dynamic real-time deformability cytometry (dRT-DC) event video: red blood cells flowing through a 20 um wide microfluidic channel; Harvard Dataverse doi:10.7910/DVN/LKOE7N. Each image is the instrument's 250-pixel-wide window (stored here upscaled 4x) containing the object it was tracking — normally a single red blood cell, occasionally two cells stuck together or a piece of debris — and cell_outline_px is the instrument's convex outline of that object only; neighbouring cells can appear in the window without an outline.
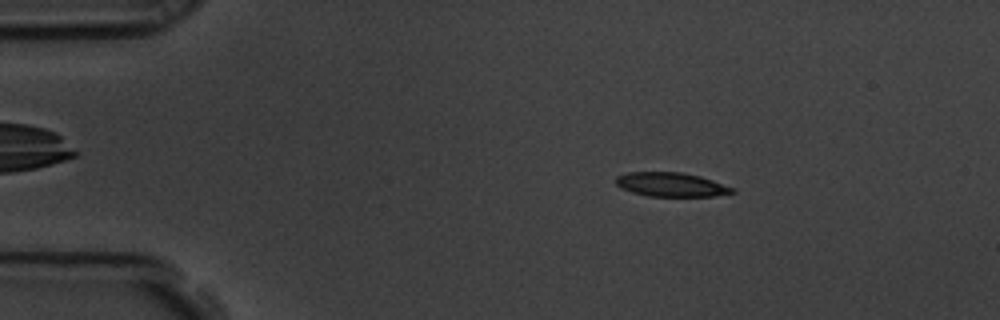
{"species": "common noctule bat (a hibernating species)", "species_latin": "Nyctalus noctula", "temperature_condition": "room temperature", "stored_images_in_passage": 56, "camera_frame_rate_fps": 3000, "um_per_image_px": 0.085, "animal": {"sex": "male", "body_mass_g": 19.5, "forearm_length_mm": 54.6}, "frame": {"image": 1, "passage_image": 9, "time_ms": 2.667, "image_size_px": [1000, 320], "cell_outline_px": [[736, 192], [716, 196], [648, 196], [632, 192], [620, 188], [616, 184], [616, 176], [628, 172], [680, 172], [700, 176], [712, 180], [732, 188]], "centroid_in_image_um": [57.01, 15.69], "position_along_channel_um": 28.0, "area_um2": 16.24}}
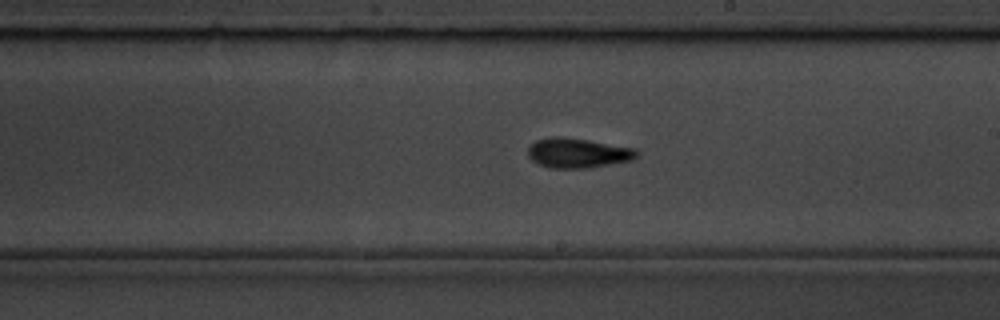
{"frame": {"image": 2, "passage_image": 32, "time_ms": 10.333, "image_size_px": [1000, 320], "cell_outline_px": [[640, 152], [632, 160], [588, 168], [548, 168], [532, 160], [528, 156], [528, 148], [536, 140], [552, 136], [560, 136], [588, 140], [636, 148]], "centroid_in_image_um": [49.12, 13.0], "position_along_channel_um": 239.9, "area_um2": 18.9}}
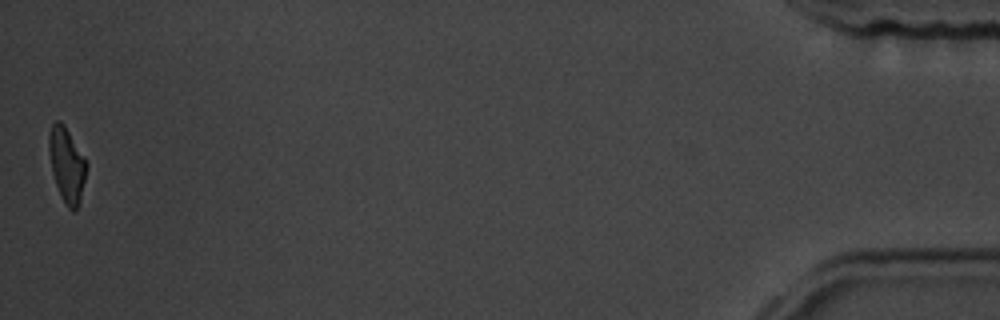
{"frame": {"image": 3, "passage_image": 56, "time_ms": 18.333, "image_size_px": [1000, 320], "cell_outline_px": [[88, 164], [80, 200], [76, 208], [72, 212], [68, 208], [56, 184], [52, 172], [48, 148], [48, 136], [52, 124], [56, 120], [60, 120], [64, 124], [84, 156]], "centroid_in_image_um": [5.68, 13.96], "position_along_channel_um": 429.5, "area_um2": 16.18}, "authors_computed_cell_mechanics": {"area_um2": 17.34, "velocity_mm_per_s": 3.5699, "shape_relaxation_time_tau1_ms": 3.191, "shape_relaxation_time_tau2_ms": 2.4618, "deformation_change_tau1": 0.1865, "deformation_change_tau2": 0.1056}}